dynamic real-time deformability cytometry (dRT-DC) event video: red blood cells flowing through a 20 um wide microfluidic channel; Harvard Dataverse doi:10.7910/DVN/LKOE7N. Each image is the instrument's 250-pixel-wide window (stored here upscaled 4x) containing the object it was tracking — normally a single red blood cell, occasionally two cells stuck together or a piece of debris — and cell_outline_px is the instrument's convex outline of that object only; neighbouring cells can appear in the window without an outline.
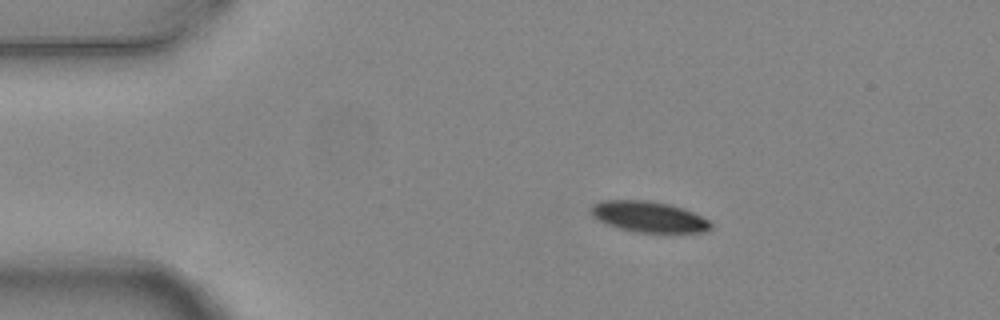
{"species": "common noctule bat (a hibernating species)", "species_latin": "Nyctalus noctula", "temperature_condition": "warm", "stored_images_in_passage": 3, "camera_frame_rate_fps": 3000, "um_per_image_px": 0.085, "animal": {"sex": "female", "body_mass_g": 24.6, "forearm_length_mm": 56.2}, "frame": {"image": 1, "passage_image": 2, "time_ms": 0.333, "image_size_px": [1000, 320], "cell_outline_px": [[712, 228], [704, 232], [636, 232], [620, 228], [608, 224], [592, 216], [592, 204], [600, 200], [648, 200], [668, 204], [684, 208], [708, 220], [712, 224]], "centroid_in_image_um": [55.15, 18.41], "position_along_channel_um": 29.9, "area_um2": 21.33}}